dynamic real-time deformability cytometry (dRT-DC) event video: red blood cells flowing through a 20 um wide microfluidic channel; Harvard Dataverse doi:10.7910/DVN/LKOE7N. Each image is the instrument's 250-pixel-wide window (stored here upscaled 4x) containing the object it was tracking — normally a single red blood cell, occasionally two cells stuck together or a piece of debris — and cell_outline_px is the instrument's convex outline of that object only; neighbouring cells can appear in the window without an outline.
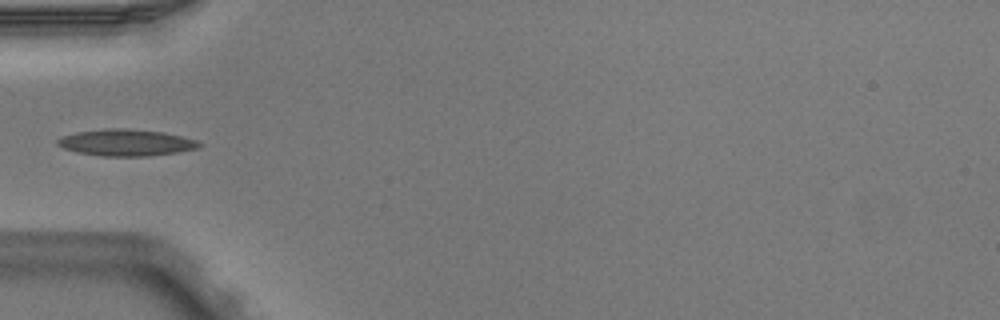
{"species": "Egyptian fruit bat (a non-hibernating species)", "species_latin": "Rousettus aegyptiacus", "temperature_condition": "warm", "stored_images_in_passage": 5, "camera_frame_rate_fps": 3000, "um_per_image_px": 0.085, "animal": {"sex": "male"}, "frame": {"image": 1, "passage_image": 5, "time_ms": 1.333, "image_size_px": [1000, 320], "cell_outline_px": [[204, 144], [196, 148], [176, 152], [148, 156], [100, 156], [76, 152], [64, 148], [56, 144], [56, 140], [64, 136], [76, 132], [100, 128], [128, 128], [164, 132], [196, 140]], "centroid_in_image_um": [10.69, 12.11], "position_along_channel_um": 74.3, "area_um2": 22.02}}